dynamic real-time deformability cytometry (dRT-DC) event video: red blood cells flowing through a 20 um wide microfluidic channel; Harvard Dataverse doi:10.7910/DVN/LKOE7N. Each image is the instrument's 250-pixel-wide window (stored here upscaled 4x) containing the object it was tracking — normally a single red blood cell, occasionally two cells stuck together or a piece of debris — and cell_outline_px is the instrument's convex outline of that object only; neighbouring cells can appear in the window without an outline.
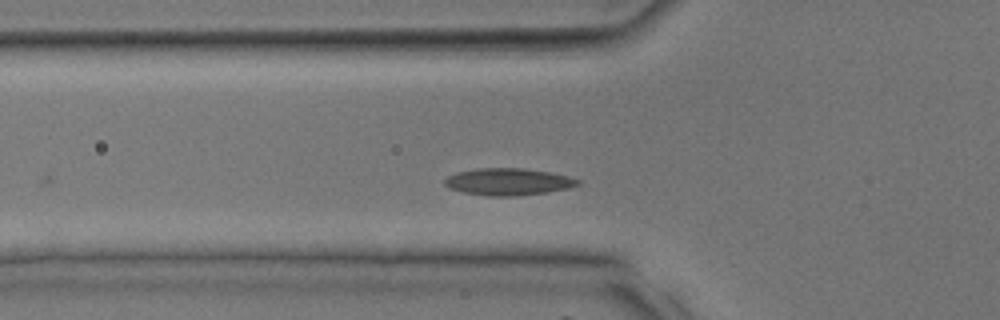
{"species": "common noctule bat (a hibernating species)", "species_latin": "Nyctalus noctula", "temperature_condition": "room temperature", "stored_images_in_passage": 30, "camera_frame_rate_fps": 3000, "um_per_image_px": 0.085, "animal": {"sex": "male", "body_mass_g": 17.9, "forearm_length_mm": 54.2}, "frame": {"image": 1, "passage_image": 7, "time_ms": 2.0, "image_size_px": [1000, 320], "cell_outline_px": [[580, 184], [568, 188], [548, 192], [512, 196], [488, 196], [464, 192], [448, 188], [444, 184], [444, 180], [448, 176], [456, 172], [476, 168], [524, 168], [548, 172], [568, 176], [580, 180]], "centroid_in_image_um": [43.17, 15.44], "position_along_channel_um": 82.6, "area_um2": 20.92}}